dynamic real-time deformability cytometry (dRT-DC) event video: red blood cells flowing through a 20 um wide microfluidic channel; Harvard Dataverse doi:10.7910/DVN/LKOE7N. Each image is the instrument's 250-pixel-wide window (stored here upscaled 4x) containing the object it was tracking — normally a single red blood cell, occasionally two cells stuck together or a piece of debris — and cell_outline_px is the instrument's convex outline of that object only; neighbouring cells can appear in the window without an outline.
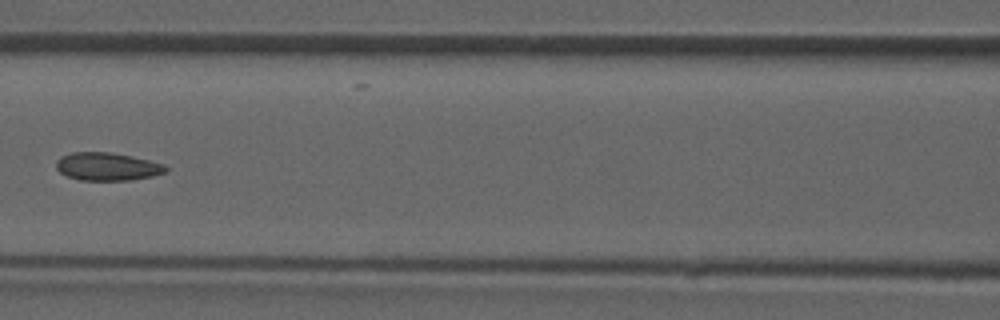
{"species": "common noctule bat (a hibernating species)", "species_latin": "Nyctalus noctula", "temperature_condition": "room temperature", "stored_images_in_passage": 6, "camera_frame_rate_fps": 3000, "um_per_image_px": 0.085, "animal": {"sex": "male", "forearm_length_mm": 52.5}, "frame": {"image": 1, "passage_image": 5, "time_ms": 5.667, "image_size_px": [1000, 320], "cell_outline_px": [[168, 172], [152, 176], [132, 180], [80, 180], [68, 176], [60, 172], [56, 168], [56, 160], [60, 156], [72, 152], [112, 152], [132, 156], [164, 164], [168, 168]], "centroid_in_image_um": [9.12, 14.15], "position_along_channel_um": 157.5, "area_um2": 17.98}}